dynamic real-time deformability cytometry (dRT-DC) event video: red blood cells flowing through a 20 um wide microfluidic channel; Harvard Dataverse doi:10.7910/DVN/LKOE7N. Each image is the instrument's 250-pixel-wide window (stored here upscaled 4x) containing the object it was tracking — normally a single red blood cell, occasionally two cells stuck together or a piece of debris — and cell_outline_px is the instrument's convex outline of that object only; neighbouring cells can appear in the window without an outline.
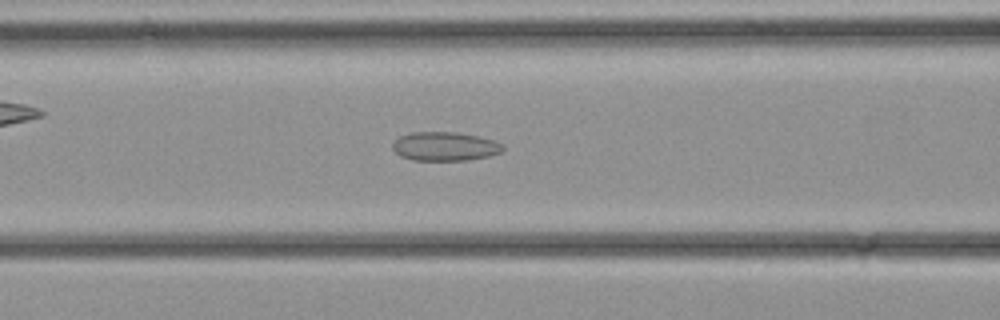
{"species": "common noctule bat (a hibernating species)", "species_latin": "Nyctalus noctula", "temperature_condition": "cold", "stored_images_in_passage": 34, "camera_frame_rate_fps": 3000, "um_per_image_px": 0.085, "animal": {"sex": "female", "body_mass_g": 21.9}, "frame": {"image": 1, "passage_image": 14, "time_ms": 4.333, "image_size_px": [1000, 320], "cell_outline_px": [[504, 148], [500, 152], [488, 156], [468, 160], [412, 160], [400, 156], [392, 148], [392, 144], [400, 136], [412, 132], [456, 132], [496, 140], [504, 144]], "centroid_in_image_um": [37.82, 12.44], "position_along_channel_um": 128.8, "area_um2": 18.55}}
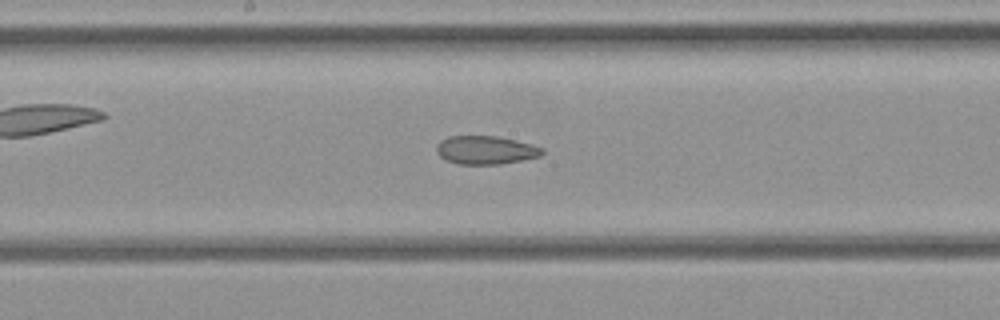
{"frame": {"image": 2, "passage_image": 18, "time_ms": 5.667, "image_size_px": [1000, 320], "cell_outline_px": [[544, 152], [540, 156], [524, 160], [500, 164], [460, 164], [448, 160], [440, 156], [436, 152], [436, 144], [440, 140], [448, 136], [496, 136], [532, 144], [544, 148]], "centroid_in_image_um": [41.29, 12.75], "position_along_channel_um": 206.9, "area_um2": 17.51}}
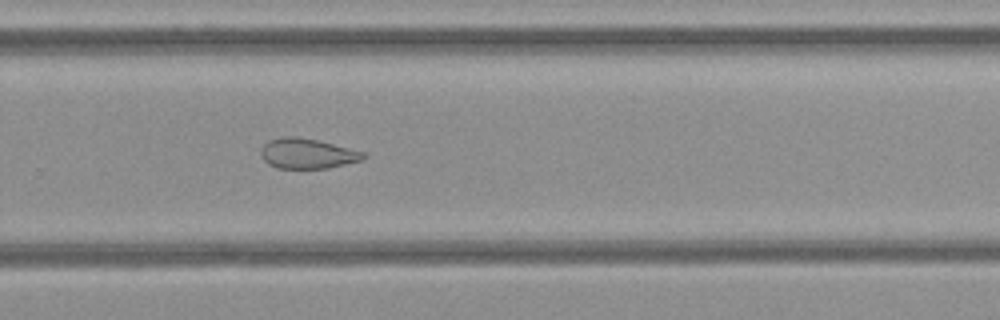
{"frame": {"image": 3, "passage_image": 23, "time_ms": 7.333, "image_size_px": [1000, 320], "cell_outline_px": [[364, 160], [328, 168], [276, 168], [268, 164], [264, 160], [260, 152], [260, 148], [268, 140], [284, 136], [296, 136], [316, 140], [364, 152]], "centroid_in_image_um": [26.08, 13.05], "position_along_channel_um": 303.7, "area_um2": 17.92}}